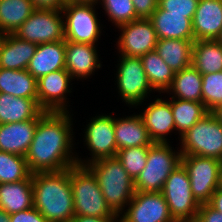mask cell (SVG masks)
<instances>
[{
  "label": "cell",
  "mask_w": 222,
  "mask_h": 222,
  "mask_svg": "<svg viewBox=\"0 0 222 222\" xmlns=\"http://www.w3.org/2000/svg\"><path fill=\"white\" fill-rule=\"evenodd\" d=\"M72 116L71 112H46L38 120L25 156L31 173L60 171L77 164Z\"/></svg>",
  "instance_id": "1"
},
{
  "label": "cell",
  "mask_w": 222,
  "mask_h": 222,
  "mask_svg": "<svg viewBox=\"0 0 222 222\" xmlns=\"http://www.w3.org/2000/svg\"><path fill=\"white\" fill-rule=\"evenodd\" d=\"M34 207L49 222H70L75 216L70 168L32 173Z\"/></svg>",
  "instance_id": "2"
},
{
  "label": "cell",
  "mask_w": 222,
  "mask_h": 222,
  "mask_svg": "<svg viewBox=\"0 0 222 222\" xmlns=\"http://www.w3.org/2000/svg\"><path fill=\"white\" fill-rule=\"evenodd\" d=\"M95 175L107 205L120 215L135 194L134 181L115 157L102 158L86 165Z\"/></svg>",
  "instance_id": "3"
},
{
  "label": "cell",
  "mask_w": 222,
  "mask_h": 222,
  "mask_svg": "<svg viewBox=\"0 0 222 222\" xmlns=\"http://www.w3.org/2000/svg\"><path fill=\"white\" fill-rule=\"evenodd\" d=\"M75 215L92 217H120L115 214L102 194L95 175L87 166L70 167Z\"/></svg>",
  "instance_id": "4"
},
{
  "label": "cell",
  "mask_w": 222,
  "mask_h": 222,
  "mask_svg": "<svg viewBox=\"0 0 222 222\" xmlns=\"http://www.w3.org/2000/svg\"><path fill=\"white\" fill-rule=\"evenodd\" d=\"M169 143H153L146 166L134 181L135 191L161 192L166 179L181 164V151ZM174 149V150H173Z\"/></svg>",
  "instance_id": "5"
},
{
  "label": "cell",
  "mask_w": 222,
  "mask_h": 222,
  "mask_svg": "<svg viewBox=\"0 0 222 222\" xmlns=\"http://www.w3.org/2000/svg\"><path fill=\"white\" fill-rule=\"evenodd\" d=\"M178 140L182 155L222 160V125L212 112L201 118Z\"/></svg>",
  "instance_id": "6"
},
{
  "label": "cell",
  "mask_w": 222,
  "mask_h": 222,
  "mask_svg": "<svg viewBox=\"0 0 222 222\" xmlns=\"http://www.w3.org/2000/svg\"><path fill=\"white\" fill-rule=\"evenodd\" d=\"M97 8L92 3L65 2L61 9L65 41L98 45L103 25L98 20Z\"/></svg>",
  "instance_id": "7"
},
{
  "label": "cell",
  "mask_w": 222,
  "mask_h": 222,
  "mask_svg": "<svg viewBox=\"0 0 222 222\" xmlns=\"http://www.w3.org/2000/svg\"><path fill=\"white\" fill-rule=\"evenodd\" d=\"M115 85L120 99L131 108L141 106L155 91L152 89L144 71L140 57L119 55ZM135 106V107H134Z\"/></svg>",
  "instance_id": "8"
},
{
  "label": "cell",
  "mask_w": 222,
  "mask_h": 222,
  "mask_svg": "<svg viewBox=\"0 0 222 222\" xmlns=\"http://www.w3.org/2000/svg\"><path fill=\"white\" fill-rule=\"evenodd\" d=\"M161 193L176 222H195L201 204L193 196L190 178L182 164L166 179Z\"/></svg>",
  "instance_id": "9"
},
{
  "label": "cell",
  "mask_w": 222,
  "mask_h": 222,
  "mask_svg": "<svg viewBox=\"0 0 222 222\" xmlns=\"http://www.w3.org/2000/svg\"><path fill=\"white\" fill-rule=\"evenodd\" d=\"M84 129V146L90 151L86 159L77 156V164L86 166L102 158L115 157L118 149L115 140L113 115L99 114L89 120Z\"/></svg>",
  "instance_id": "10"
},
{
  "label": "cell",
  "mask_w": 222,
  "mask_h": 222,
  "mask_svg": "<svg viewBox=\"0 0 222 222\" xmlns=\"http://www.w3.org/2000/svg\"><path fill=\"white\" fill-rule=\"evenodd\" d=\"M14 35L37 45L63 41L65 40L63 13L55 9H35Z\"/></svg>",
  "instance_id": "11"
},
{
  "label": "cell",
  "mask_w": 222,
  "mask_h": 222,
  "mask_svg": "<svg viewBox=\"0 0 222 222\" xmlns=\"http://www.w3.org/2000/svg\"><path fill=\"white\" fill-rule=\"evenodd\" d=\"M181 164L191 182V191L200 203H208L219 184L221 161L196 155H182Z\"/></svg>",
  "instance_id": "12"
},
{
  "label": "cell",
  "mask_w": 222,
  "mask_h": 222,
  "mask_svg": "<svg viewBox=\"0 0 222 222\" xmlns=\"http://www.w3.org/2000/svg\"><path fill=\"white\" fill-rule=\"evenodd\" d=\"M121 32L116 38L118 55L141 57L156 49L157 36L149 18H139L117 27Z\"/></svg>",
  "instance_id": "13"
},
{
  "label": "cell",
  "mask_w": 222,
  "mask_h": 222,
  "mask_svg": "<svg viewBox=\"0 0 222 222\" xmlns=\"http://www.w3.org/2000/svg\"><path fill=\"white\" fill-rule=\"evenodd\" d=\"M74 81L66 69L50 72L37 79L38 104L45 112H70L67 98Z\"/></svg>",
  "instance_id": "14"
},
{
  "label": "cell",
  "mask_w": 222,
  "mask_h": 222,
  "mask_svg": "<svg viewBox=\"0 0 222 222\" xmlns=\"http://www.w3.org/2000/svg\"><path fill=\"white\" fill-rule=\"evenodd\" d=\"M120 222H176L161 192L135 191Z\"/></svg>",
  "instance_id": "15"
},
{
  "label": "cell",
  "mask_w": 222,
  "mask_h": 222,
  "mask_svg": "<svg viewBox=\"0 0 222 222\" xmlns=\"http://www.w3.org/2000/svg\"><path fill=\"white\" fill-rule=\"evenodd\" d=\"M96 46L65 41V69L73 80L90 79L96 70L102 68Z\"/></svg>",
  "instance_id": "16"
},
{
  "label": "cell",
  "mask_w": 222,
  "mask_h": 222,
  "mask_svg": "<svg viewBox=\"0 0 222 222\" xmlns=\"http://www.w3.org/2000/svg\"><path fill=\"white\" fill-rule=\"evenodd\" d=\"M142 111L139 115L145 124L151 140L154 143H171L168 135H171L176 129L170 99L164 100L162 96L160 98L155 97L154 101L148 103Z\"/></svg>",
  "instance_id": "17"
},
{
  "label": "cell",
  "mask_w": 222,
  "mask_h": 222,
  "mask_svg": "<svg viewBox=\"0 0 222 222\" xmlns=\"http://www.w3.org/2000/svg\"><path fill=\"white\" fill-rule=\"evenodd\" d=\"M196 40H216L222 32V0H199L192 20Z\"/></svg>",
  "instance_id": "18"
},
{
  "label": "cell",
  "mask_w": 222,
  "mask_h": 222,
  "mask_svg": "<svg viewBox=\"0 0 222 222\" xmlns=\"http://www.w3.org/2000/svg\"><path fill=\"white\" fill-rule=\"evenodd\" d=\"M39 119L0 124V151L26 156Z\"/></svg>",
  "instance_id": "19"
},
{
  "label": "cell",
  "mask_w": 222,
  "mask_h": 222,
  "mask_svg": "<svg viewBox=\"0 0 222 222\" xmlns=\"http://www.w3.org/2000/svg\"><path fill=\"white\" fill-rule=\"evenodd\" d=\"M158 39L195 40L192 20L187 14H167L159 6L149 17Z\"/></svg>",
  "instance_id": "20"
},
{
  "label": "cell",
  "mask_w": 222,
  "mask_h": 222,
  "mask_svg": "<svg viewBox=\"0 0 222 222\" xmlns=\"http://www.w3.org/2000/svg\"><path fill=\"white\" fill-rule=\"evenodd\" d=\"M117 149L129 147H150L151 140L141 116L137 113L126 117H114Z\"/></svg>",
  "instance_id": "21"
},
{
  "label": "cell",
  "mask_w": 222,
  "mask_h": 222,
  "mask_svg": "<svg viewBox=\"0 0 222 222\" xmlns=\"http://www.w3.org/2000/svg\"><path fill=\"white\" fill-rule=\"evenodd\" d=\"M45 113L38 98L15 97L0 92V124L40 119Z\"/></svg>",
  "instance_id": "22"
},
{
  "label": "cell",
  "mask_w": 222,
  "mask_h": 222,
  "mask_svg": "<svg viewBox=\"0 0 222 222\" xmlns=\"http://www.w3.org/2000/svg\"><path fill=\"white\" fill-rule=\"evenodd\" d=\"M37 44L19 39L14 34L2 35L0 45V68L27 69L35 54Z\"/></svg>",
  "instance_id": "23"
},
{
  "label": "cell",
  "mask_w": 222,
  "mask_h": 222,
  "mask_svg": "<svg viewBox=\"0 0 222 222\" xmlns=\"http://www.w3.org/2000/svg\"><path fill=\"white\" fill-rule=\"evenodd\" d=\"M60 69H65V40L37 45L27 70L39 79Z\"/></svg>",
  "instance_id": "24"
},
{
  "label": "cell",
  "mask_w": 222,
  "mask_h": 222,
  "mask_svg": "<svg viewBox=\"0 0 222 222\" xmlns=\"http://www.w3.org/2000/svg\"><path fill=\"white\" fill-rule=\"evenodd\" d=\"M34 207L32 174L23 181L0 184V208L11 215Z\"/></svg>",
  "instance_id": "25"
},
{
  "label": "cell",
  "mask_w": 222,
  "mask_h": 222,
  "mask_svg": "<svg viewBox=\"0 0 222 222\" xmlns=\"http://www.w3.org/2000/svg\"><path fill=\"white\" fill-rule=\"evenodd\" d=\"M195 40L158 39L156 51L176 73L192 65V50Z\"/></svg>",
  "instance_id": "26"
},
{
  "label": "cell",
  "mask_w": 222,
  "mask_h": 222,
  "mask_svg": "<svg viewBox=\"0 0 222 222\" xmlns=\"http://www.w3.org/2000/svg\"><path fill=\"white\" fill-rule=\"evenodd\" d=\"M0 92L23 98H38L37 79L27 70L0 68Z\"/></svg>",
  "instance_id": "27"
},
{
  "label": "cell",
  "mask_w": 222,
  "mask_h": 222,
  "mask_svg": "<svg viewBox=\"0 0 222 222\" xmlns=\"http://www.w3.org/2000/svg\"><path fill=\"white\" fill-rule=\"evenodd\" d=\"M166 93L170 98L202 102V74L193 65L176 72Z\"/></svg>",
  "instance_id": "28"
},
{
  "label": "cell",
  "mask_w": 222,
  "mask_h": 222,
  "mask_svg": "<svg viewBox=\"0 0 222 222\" xmlns=\"http://www.w3.org/2000/svg\"><path fill=\"white\" fill-rule=\"evenodd\" d=\"M192 65L201 74L222 71V44L217 40L194 41Z\"/></svg>",
  "instance_id": "29"
},
{
  "label": "cell",
  "mask_w": 222,
  "mask_h": 222,
  "mask_svg": "<svg viewBox=\"0 0 222 222\" xmlns=\"http://www.w3.org/2000/svg\"><path fill=\"white\" fill-rule=\"evenodd\" d=\"M35 9L31 0H0V34H14Z\"/></svg>",
  "instance_id": "30"
},
{
  "label": "cell",
  "mask_w": 222,
  "mask_h": 222,
  "mask_svg": "<svg viewBox=\"0 0 222 222\" xmlns=\"http://www.w3.org/2000/svg\"><path fill=\"white\" fill-rule=\"evenodd\" d=\"M148 81L154 91L166 93L172 85L175 72L166 64L156 50L140 57Z\"/></svg>",
  "instance_id": "31"
},
{
  "label": "cell",
  "mask_w": 222,
  "mask_h": 222,
  "mask_svg": "<svg viewBox=\"0 0 222 222\" xmlns=\"http://www.w3.org/2000/svg\"><path fill=\"white\" fill-rule=\"evenodd\" d=\"M170 105L179 139L201 118L209 113L203 102L170 98Z\"/></svg>",
  "instance_id": "32"
},
{
  "label": "cell",
  "mask_w": 222,
  "mask_h": 222,
  "mask_svg": "<svg viewBox=\"0 0 222 222\" xmlns=\"http://www.w3.org/2000/svg\"><path fill=\"white\" fill-rule=\"evenodd\" d=\"M31 174L24 156L0 151V184L23 181Z\"/></svg>",
  "instance_id": "33"
},
{
  "label": "cell",
  "mask_w": 222,
  "mask_h": 222,
  "mask_svg": "<svg viewBox=\"0 0 222 222\" xmlns=\"http://www.w3.org/2000/svg\"><path fill=\"white\" fill-rule=\"evenodd\" d=\"M98 5L102 6L104 14L108 16V22L110 21L116 28L139 19L132 0H99Z\"/></svg>",
  "instance_id": "34"
},
{
  "label": "cell",
  "mask_w": 222,
  "mask_h": 222,
  "mask_svg": "<svg viewBox=\"0 0 222 222\" xmlns=\"http://www.w3.org/2000/svg\"><path fill=\"white\" fill-rule=\"evenodd\" d=\"M149 147H129L120 149L116 157L121 161L129 176L136 180L146 166Z\"/></svg>",
  "instance_id": "35"
},
{
  "label": "cell",
  "mask_w": 222,
  "mask_h": 222,
  "mask_svg": "<svg viewBox=\"0 0 222 222\" xmlns=\"http://www.w3.org/2000/svg\"><path fill=\"white\" fill-rule=\"evenodd\" d=\"M202 102L209 112L222 105V71L202 74Z\"/></svg>",
  "instance_id": "36"
},
{
  "label": "cell",
  "mask_w": 222,
  "mask_h": 222,
  "mask_svg": "<svg viewBox=\"0 0 222 222\" xmlns=\"http://www.w3.org/2000/svg\"><path fill=\"white\" fill-rule=\"evenodd\" d=\"M199 0H158V6L167 14H187L193 20Z\"/></svg>",
  "instance_id": "37"
},
{
  "label": "cell",
  "mask_w": 222,
  "mask_h": 222,
  "mask_svg": "<svg viewBox=\"0 0 222 222\" xmlns=\"http://www.w3.org/2000/svg\"><path fill=\"white\" fill-rule=\"evenodd\" d=\"M10 222H49L35 207L9 215Z\"/></svg>",
  "instance_id": "38"
},
{
  "label": "cell",
  "mask_w": 222,
  "mask_h": 222,
  "mask_svg": "<svg viewBox=\"0 0 222 222\" xmlns=\"http://www.w3.org/2000/svg\"><path fill=\"white\" fill-rule=\"evenodd\" d=\"M136 16L149 18L158 7V0H132Z\"/></svg>",
  "instance_id": "39"
},
{
  "label": "cell",
  "mask_w": 222,
  "mask_h": 222,
  "mask_svg": "<svg viewBox=\"0 0 222 222\" xmlns=\"http://www.w3.org/2000/svg\"><path fill=\"white\" fill-rule=\"evenodd\" d=\"M195 222H222V214L208 203H203L199 207Z\"/></svg>",
  "instance_id": "40"
},
{
  "label": "cell",
  "mask_w": 222,
  "mask_h": 222,
  "mask_svg": "<svg viewBox=\"0 0 222 222\" xmlns=\"http://www.w3.org/2000/svg\"><path fill=\"white\" fill-rule=\"evenodd\" d=\"M36 9L61 10L65 5L63 0H31Z\"/></svg>",
  "instance_id": "41"
},
{
  "label": "cell",
  "mask_w": 222,
  "mask_h": 222,
  "mask_svg": "<svg viewBox=\"0 0 222 222\" xmlns=\"http://www.w3.org/2000/svg\"><path fill=\"white\" fill-rule=\"evenodd\" d=\"M70 222H120V217H92L75 215Z\"/></svg>",
  "instance_id": "42"
},
{
  "label": "cell",
  "mask_w": 222,
  "mask_h": 222,
  "mask_svg": "<svg viewBox=\"0 0 222 222\" xmlns=\"http://www.w3.org/2000/svg\"><path fill=\"white\" fill-rule=\"evenodd\" d=\"M208 204L222 214V189H216Z\"/></svg>",
  "instance_id": "43"
},
{
  "label": "cell",
  "mask_w": 222,
  "mask_h": 222,
  "mask_svg": "<svg viewBox=\"0 0 222 222\" xmlns=\"http://www.w3.org/2000/svg\"><path fill=\"white\" fill-rule=\"evenodd\" d=\"M212 113L215 115L219 123L222 125V105H219L216 109L212 111Z\"/></svg>",
  "instance_id": "44"
},
{
  "label": "cell",
  "mask_w": 222,
  "mask_h": 222,
  "mask_svg": "<svg viewBox=\"0 0 222 222\" xmlns=\"http://www.w3.org/2000/svg\"><path fill=\"white\" fill-rule=\"evenodd\" d=\"M0 222H10L9 214L0 208Z\"/></svg>",
  "instance_id": "45"
},
{
  "label": "cell",
  "mask_w": 222,
  "mask_h": 222,
  "mask_svg": "<svg viewBox=\"0 0 222 222\" xmlns=\"http://www.w3.org/2000/svg\"><path fill=\"white\" fill-rule=\"evenodd\" d=\"M99 0H74L76 3H92V4H98Z\"/></svg>",
  "instance_id": "46"
},
{
  "label": "cell",
  "mask_w": 222,
  "mask_h": 222,
  "mask_svg": "<svg viewBox=\"0 0 222 222\" xmlns=\"http://www.w3.org/2000/svg\"><path fill=\"white\" fill-rule=\"evenodd\" d=\"M218 188L222 189V166L220 167V171H219V184H218Z\"/></svg>",
  "instance_id": "47"
},
{
  "label": "cell",
  "mask_w": 222,
  "mask_h": 222,
  "mask_svg": "<svg viewBox=\"0 0 222 222\" xmlns=\"http://www.w3.org/2000/svg\"><path fill=\"white\" fill-rule=\"evenodd\" d=\"M220 44H222V32L220 33V35L218 36V38L216 39Z\"/></svg>",
  "instance_id": "48"
},
{
  "label": "cell",
  "mask_w": 222,
  "mask_h": 222,
  "mask_svg": "<svg viewBox=\"0 0 222 222\" xmlns=\"http://www.w3.org/2000/svg\"><path fill=\"white\" fill-rule=\"evenodd\" d=\"M64 2H74V0H63Z\"/></svg>",
  "instance_id": "49"
},
{
  "label": "cell",
  "mask_w": 222,
  "mask_h": 222,
  "mask_svg": "<svg viewBox=\"0 0 222 222\" xmlns=\"http://www.w3.org/2000/svg\"><path fill=\"white\" fill-rule=\"evenodd\" d=\"M1 40H2V34H0V45H1Z\"/></svg>",
  "instance_id": "50"
}]
</instances>
